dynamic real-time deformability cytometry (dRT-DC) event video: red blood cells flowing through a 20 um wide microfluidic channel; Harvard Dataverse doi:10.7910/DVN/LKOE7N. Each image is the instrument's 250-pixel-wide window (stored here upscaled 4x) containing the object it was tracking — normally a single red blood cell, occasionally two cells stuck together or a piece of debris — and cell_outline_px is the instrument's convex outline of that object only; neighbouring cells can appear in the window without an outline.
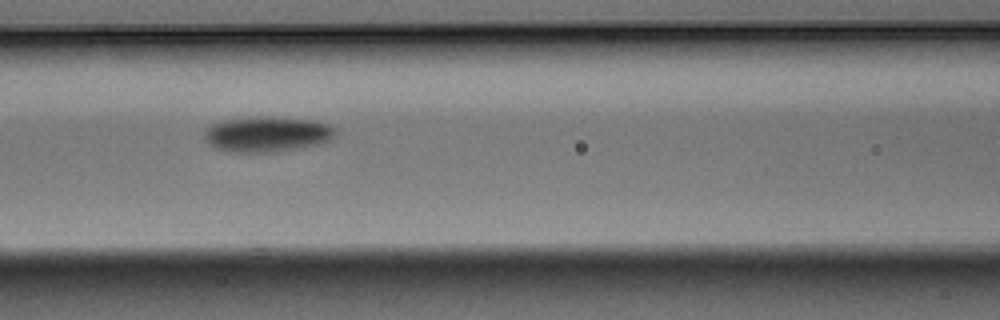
{"species": "Egyptian fruit bat (a non-hibernating species)", "species_latin": "Rousettus aegyptiacus", "temperature_condition": "warm", "stored_images_in_passage": 15, "camera_frame_rate_fps": 3000, "um_per_image_px": 0.085, "animal": {"sex": "male"}, "frame": {"image": 1, "passage_image": 6, "time_ms": 1.667, "image_size_px": [1000, 320], "cell_outline_px": [[336, 132], [332, 140], [320, 144], [276, 152], [236, 152], [216, 148], [208, 144], [204, 136], [204, 132], [212, 124], [224, 120], [268, 116], [312, 120], [328, 124], [336, 128]], "centroid_in_image_um": [22.74, 11.41], "position_along_channel_um": 143.9, "area_um2": 26.99}}
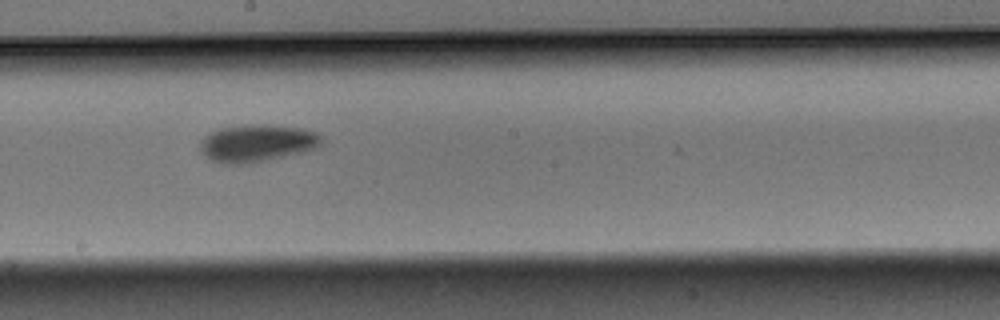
{"frame": {"image": 2, "passage_image": 8, "time_ms": 2.333, "image_size_px": [1000, 320], "cell_outline_px": [[320, 144], [304, 152], [248, 164], [224, 164], [212, 160], [200, 152], [200, 140], [212, 132], [220, 128], [300, 128], [316, 132], [320, 136]], "centroid_in_image_um": [21.79, 12.25], "position_along_channel_um": 226.4, "area_um2": 24.85}}
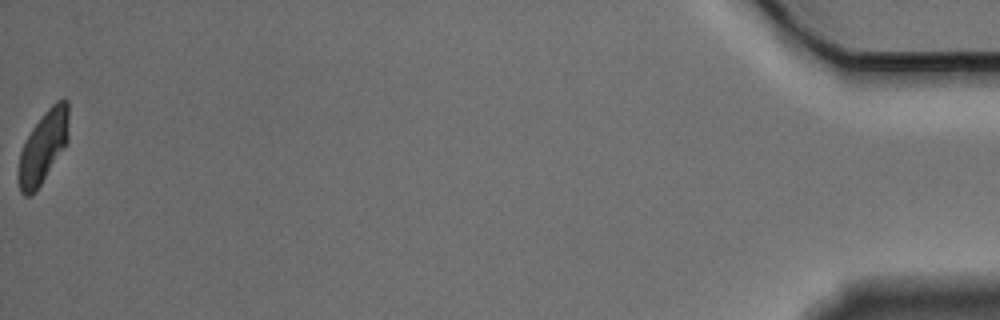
{"frame": {"image": 3, "passage_image": 15, "time_ms": 4.667, "image_size_px": [1000, 320], "cell_outline_px": [[68, 140], [36, 192], [28, 196], [24, 196], [20, 192], [16, 176], [16, 172], [20, 152], [32, 128], [44, 112], [56, 100], [64, 96], [68, 100]], "centroid_in_image_um": [3.65, 12.5], "position_along_channel_um": 431.6, "area_um2": 21.27}}